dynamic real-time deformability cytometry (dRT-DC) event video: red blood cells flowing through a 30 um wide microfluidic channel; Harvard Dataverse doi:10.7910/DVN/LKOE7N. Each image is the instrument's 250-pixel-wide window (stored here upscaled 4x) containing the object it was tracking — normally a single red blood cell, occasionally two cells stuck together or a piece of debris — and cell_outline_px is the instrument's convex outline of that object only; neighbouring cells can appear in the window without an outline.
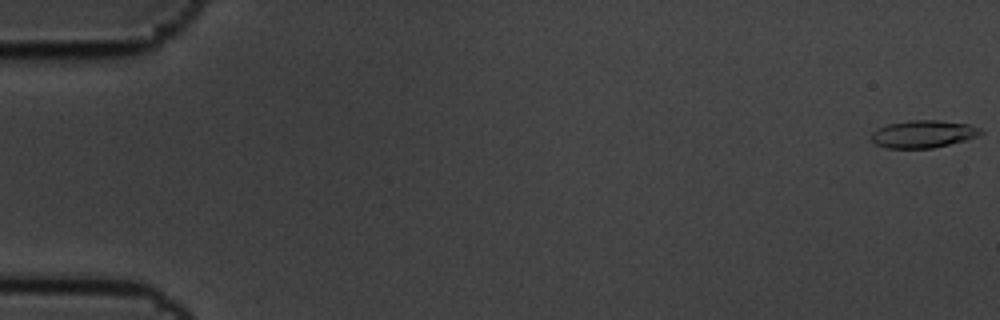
{"species": "common noctule bat (a hibernating species)", "species_latin": "Nyctalus noctula", "temperature_condition": "cold", "stored_images_in_passage": 6, "camera_frame_rate_fps": 3000, "um_per_image_px": 0.085, "animal": {"sex": "male", "body_mass_g": 19.5, "forearm_length_mm": 54.6}, "frame": {"image": 1, "passage_image": 1, "time_ms": 0.0, "image_size_px": [1000, 320], "cell_outline_px": [[984, 132], [976, 136], [964, 140], [932, 148], [888, 148], [876, 144], [872, 140], [872, 132], [876, 128], [888, 124], [908, 120], [940, 120], [968, 124], [980, 128]], "centroid_in_image_um": [78.45, 11.38], "position_along_channel_um": 6.5, "area_um2": 17.4}}
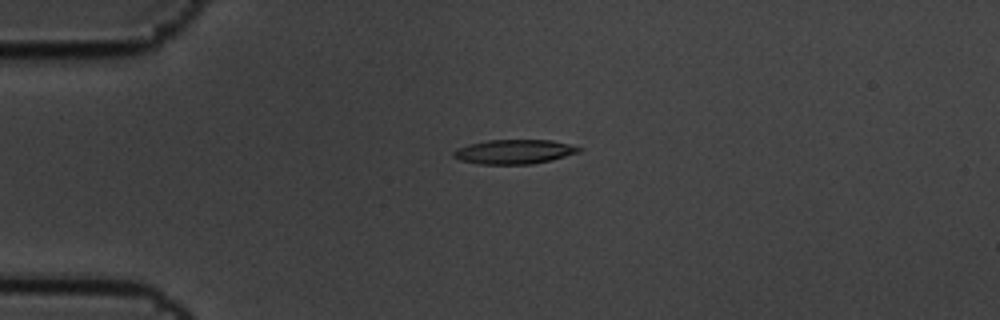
{"frame": {"image": 2, "passage_image": 5, "time_ms": 1.333, "image_size_px": [1000, 320], "cell_outline_px": [[584, 148], [580, 152], [552, 160], [532, 164], [480, 164], [460, 160], [452, 156], [452, 152], [456, 148], [468, 144], [488, 140], [552, 140]], "centroid_in_image_um": [43.7, 12.89], "position_along_channel_um": 41.3, "area_um2": 17.92}}